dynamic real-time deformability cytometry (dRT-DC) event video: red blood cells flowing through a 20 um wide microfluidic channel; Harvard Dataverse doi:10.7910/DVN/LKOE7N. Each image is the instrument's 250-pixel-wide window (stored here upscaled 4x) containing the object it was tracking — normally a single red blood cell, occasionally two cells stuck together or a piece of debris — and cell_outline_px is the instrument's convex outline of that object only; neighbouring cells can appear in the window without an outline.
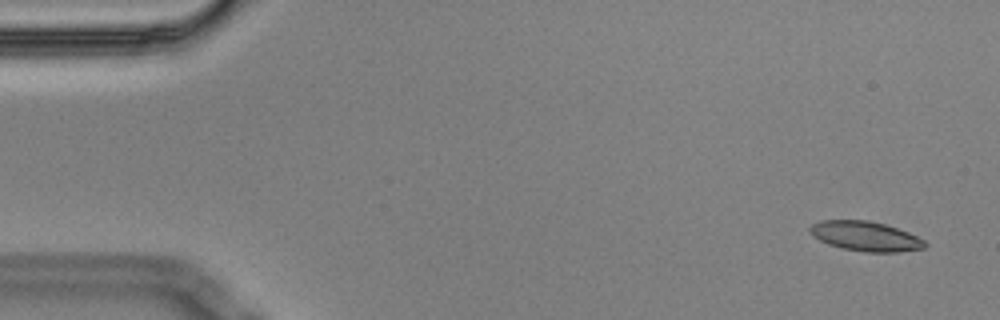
{"species": "Egyptian fruit bat (a non-hibernating species)", "species_latin": "Rousettus aegyptiacus", "temperature_condition": "cold", "stored_images_in_passage": 7, "camera_frame_rate_fps": 3000, "um_per_image_px": 0.085, "animal": {"sex": "male"}, "frame": {"image": 1, "passage_image": 1, "time_ms": 0.0, "image_size_px": [1000, 320], "cell_outline_px": [[928, 244], [924, 248], [896, 252], [864, 252], [840, 248], [828, 244], [812, 236], [808, 228], [812, 224], [820, 220], [868, 220], [884, 224], [908, 232], [924, 240]], "centroid_in_image_um": [73.54, 20.08], "position_along_channel_um": 11.5, "area_um2": 19.94}}
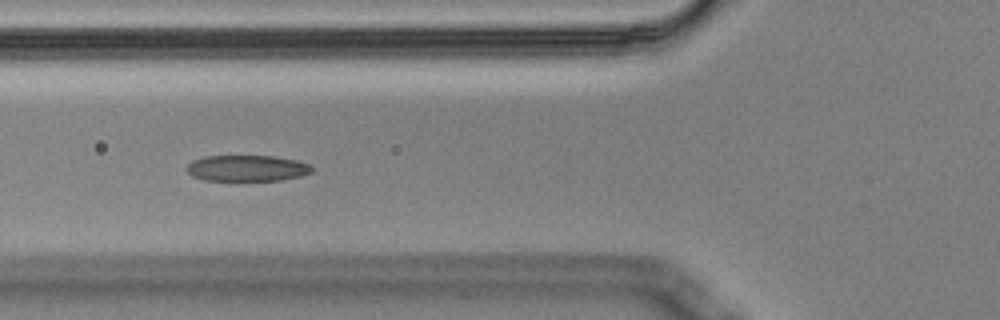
{"frame": {"image": 2, "passage_image": 6, "time_ms": 1.667, "image_size_px": [1000, 320], "cell_outline_px": [[312, 172], [300, 176], [280, 180], [236, 184], [204, 180], [192, 176], [184, 168], [192, 160], [204, 156], [272, 156], [296, 160], [308, 164], [312, 168]], "centroid_in_image_um": [20.92, 14.35], "position_along_channel_um": 104.9, "area_um2": 20.06}}
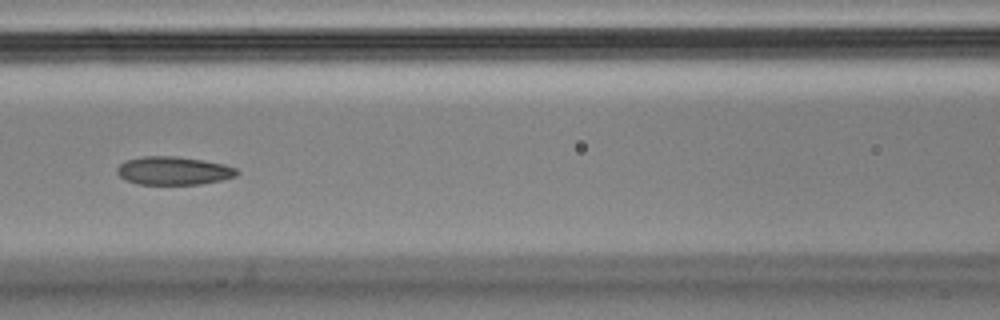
{"frame": {"image": 3, "passage_image": 7, "time_ms": 2.0, "image_size_px": [1000, 320], "cell_outline_px": [[240, 172], [236, 176], [220, 180], [200, 184], [140, 184], [124, 180], [116, 172], [116, 168], [120, 164], [128, 160], [144, 156], [176, 156], [204, 160], [224, 164], [236, 168]], "centroid_in_image_um": [14.76, 14.51], "position_along_channel_um": 151.8, "area_um2": 19.71}}